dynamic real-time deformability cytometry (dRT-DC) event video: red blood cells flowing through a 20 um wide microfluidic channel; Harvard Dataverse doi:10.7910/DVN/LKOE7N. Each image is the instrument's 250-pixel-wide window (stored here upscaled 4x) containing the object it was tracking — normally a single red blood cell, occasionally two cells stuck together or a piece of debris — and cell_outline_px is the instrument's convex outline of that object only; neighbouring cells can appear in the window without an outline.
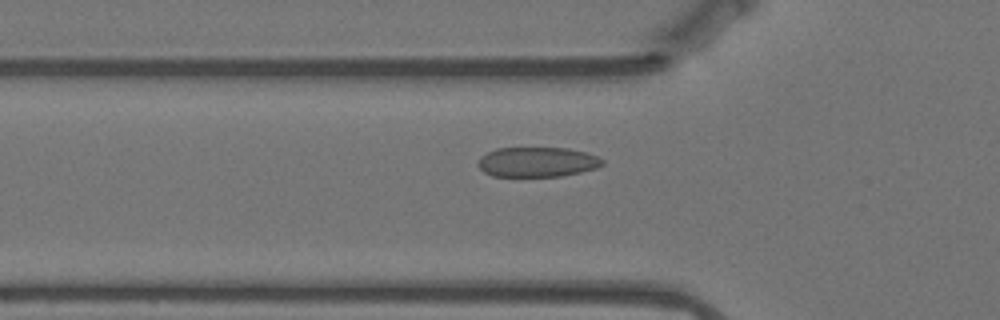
{"species": "Egyptian fruit bat (a non-hibernating species)", "species_latin": "Rousettus aegyptiacus", "temperature_condition": "warm", "stored_images_in_passage": 54, "camera_frame_rate_fps": 3000, "um_per_image_px": 0.085, "animal": {"sex": "female"}, "frame": {"image": 1, "passage_image": 15, "time_ms": 4.667, "image_size_px": [1000, 320], "cell_outline_px": [[604, 164], [596, 168], [580, 172], [560, 176], [492, 176], [484, 172], [476, 164], [480, 156], [496, 148], [568, 148], [584, 152], [596, 156], [604, 160]], "centroid_in_image_um": [45.63, 13.77], "position_along_channel_um": 80.2, "area_um2": 21.62}}
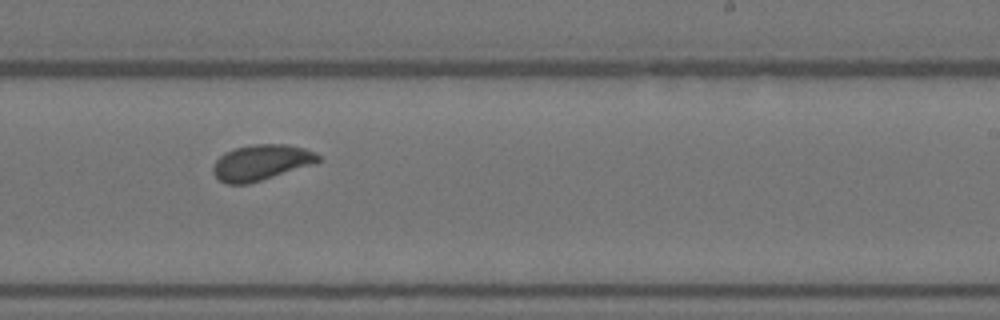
{"frame": {"image": 2, "passage_image": 31, "time_ms": 10.0, "image_size_px": [1000, 320], "cell_outline_px": [[324, 160], [316, 164], [248, 184], [228, 184], [220, 180], [212, 172], [212, 164], [224, 152], [236, 148], [252, 144], [288, 144], [304, 148], [320, 156]], "centroid_in_image_um": [22.23, 13.81], "position_along_channel_um": 266.8, "area_um2": 22.08}}
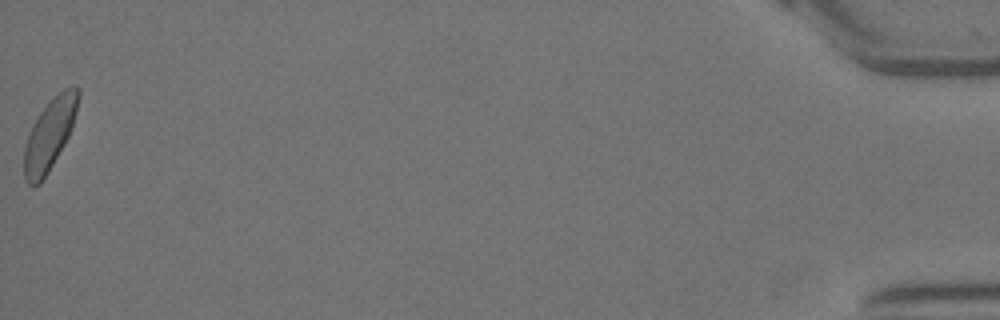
{"frame": {"image": 3, "passage_image": 54, "time_ms": 17.667, "image_size_px": [1000, 320], "cell_outline_px": [[80, 96], [72, 128], [64, 144], [40, 184], [32, 188], [24, 180], [24, 148], [28, 132], [32, 124], [40, 112], [64, 88], [72, 84], [76, 84], [80, 88]], "centroid_in_image_um": [4.21, 11.42], "position_along_channel_um": 431.0, "area_um2": 22.37}, "authors_computed_cell_mechanics": {"area_um2": 21.8773, "velocity_mm_per_s": 3.4912, "shape_relaxation_time_tau1_ms": 2.4849, "shape_relaxation_time_tau2_ms": null, "deformation_change_tau1": 0.1002, "deformation_change_tau2": null}}